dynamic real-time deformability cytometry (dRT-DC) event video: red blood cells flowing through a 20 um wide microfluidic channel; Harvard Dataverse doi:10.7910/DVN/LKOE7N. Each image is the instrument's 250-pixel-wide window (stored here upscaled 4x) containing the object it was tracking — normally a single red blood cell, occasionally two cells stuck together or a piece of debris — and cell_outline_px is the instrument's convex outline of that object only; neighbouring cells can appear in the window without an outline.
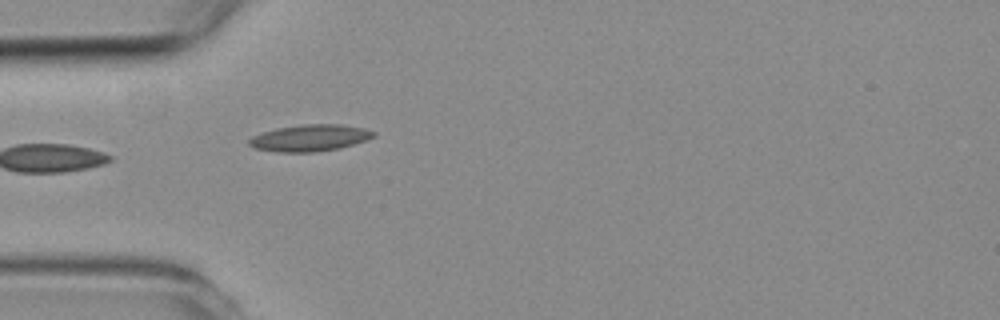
{"species": "common noctule bat (a hibernating species)", "species_latin": "Nyctalus noctula", "temperature_condition": "room temperature", "stored_images_in_passage": 4, "camera_frame_rate_fps": 3000, "um_per_image_px": 0.085, "animal": {"sex": "female", "body_mass_g": 19.3, "forearm_length_mm": 54.1}, "frame": {"image": 1, "passage_image": 4, "time_ms": 3.0, "image_size_px": [1000, 320], "cell_outline_px": [[376, 136], [340, 148], [312, 152], [276, 152], [256, 148], [248, 144], [248, 140], [252, 136], [276, 128], [300, 124], [340, 124], [364, 128], [376, 132]], "centroid_in_image_um": [26.33, 11.71], "position_along_channel_um": 58.7, "area_um2": 19.25}}